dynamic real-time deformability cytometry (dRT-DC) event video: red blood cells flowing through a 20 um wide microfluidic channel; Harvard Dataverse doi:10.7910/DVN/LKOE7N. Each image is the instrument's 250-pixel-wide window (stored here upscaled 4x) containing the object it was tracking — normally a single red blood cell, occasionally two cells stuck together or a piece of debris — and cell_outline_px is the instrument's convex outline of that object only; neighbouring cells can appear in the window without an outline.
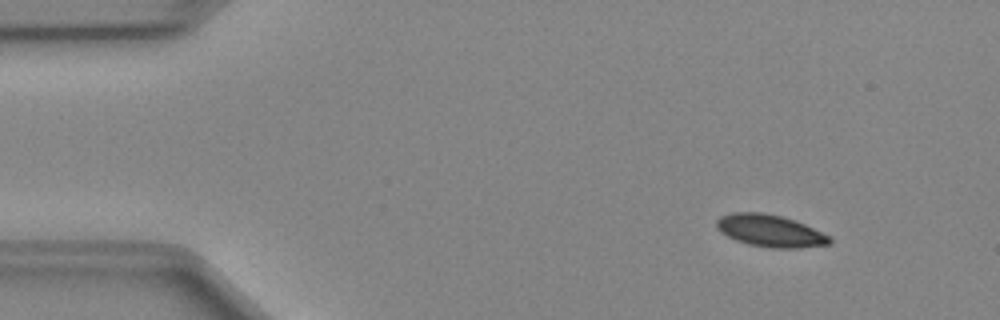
{"species": "Egyptian fruit bat (a non-hibernating species)", "species_latin": "Rousettus aegyptiacus", "temperature_condition": "cold", "stored_images_in_passage": 46, "camera_frame_rate_fps": 3000, "um_per_image_px": 0.085, "animal": {"sex": "female"}, "frame": {"image": 1, "passage_image": 1, "time_ms": 0.0, "image_size_px": [1000, 320], "cell_outline_px": [[832, 244], [800, 248], [772, 248], [748, 244], [736, 240], [720, 232], [716, 228], [716, 220], [720, 216], [732, 212], [760, 212], [780, 216], [796, 220], [832, 236]], "centroid_in_image_um": [65.49, 19.62], "position_along_channel_um": 19.5, "area_um2": 21.44}}
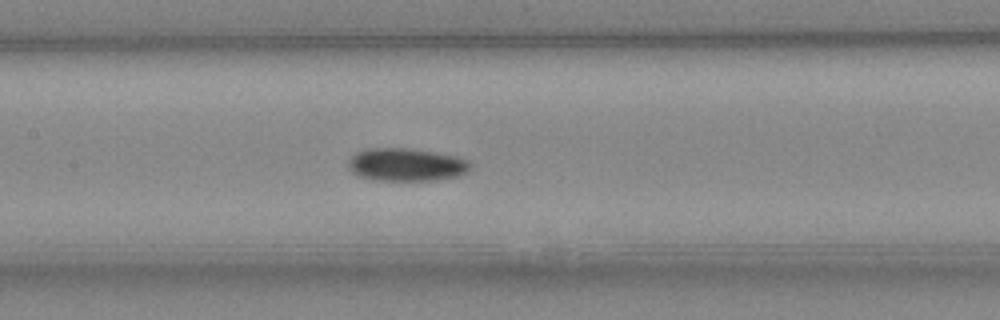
{"frame": {"image": 2, "passage_image": 19, "time_ms": 6.0, "image_size_px": [1000, 320], "cell_outline_px": [[472, 168], [460, 176], [436, 180], [372, 180], [356, 176], [348, 168], [348, 160], [356, 152], [368, 148], [408, 148], [436, 152], [456, 156], [468, 160], [472, 164]], "centroid_in_image_um": [34.53, 14.0], "position_along_channel_um": 172.9, "area_um2": 23.76}}
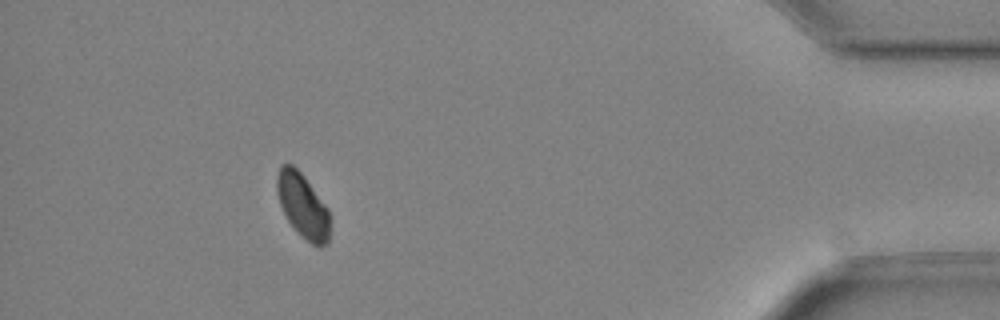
{"frame": {"image": 3, "passage_image": 41, "time_ms": 13.333, "image_size_px": [1000, 320], "cell_outline_px": [[328, 244], [316, 248], [288, 220], [280, 204], [276, 188], [276, 176], [280, 164], [292, 164], [304, 176], [328, 208]], "centroid_in_image_um": [25.71, 17.43], "position_along_channel_um": 409.5, "area_um2": 19.42}, "authors_computed_cell_mechanics": {"area_um2": 21.6172, "velocity_mm_per_s": 3.9944, "shape_relaxation_time_tau1_ms": 3.5549, "shape_relaxation_time_tau2_ms": null, "deformation_change_tau1": 0.0665, "deformation_change_tau2": null}}